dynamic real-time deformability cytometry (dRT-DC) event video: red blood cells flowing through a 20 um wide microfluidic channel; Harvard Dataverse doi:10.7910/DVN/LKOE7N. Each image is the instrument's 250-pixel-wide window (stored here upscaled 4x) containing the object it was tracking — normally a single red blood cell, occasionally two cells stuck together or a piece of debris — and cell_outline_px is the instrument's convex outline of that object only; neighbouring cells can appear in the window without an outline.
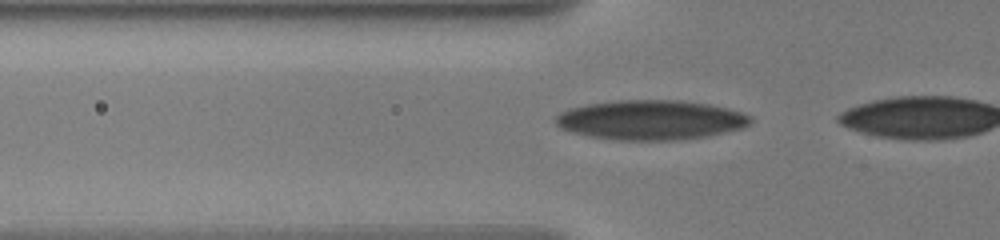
{"species": "human", "species_latin": "Homo sapiens", "temperature_condition": "warm", "stored_images_in_passage": 20, "camera_frame_rate_fps": 3000, "um_per_image_px": 0.085, "donor": {"sex": "male"}, "frame": {"image": 1, "passage_image": 16, "time_ms": 4.333, "image_size_px": [1000, 240], "cell_outline_px": [[752, 124], [744, 128], [708, 136], [676, 140], [620, 140], [592, 136], [572, 132], [560, 128], [556, 124], [556, 116], [560, 112], [568, 108], [588, 104], [616, 100], [680, 100], [708, 104], [728, 108], [752, 116]], "centroid_in_image_um": [55.35, 10.19], "position_along_channel_um": 70.5, "area_um2": 45.14}}